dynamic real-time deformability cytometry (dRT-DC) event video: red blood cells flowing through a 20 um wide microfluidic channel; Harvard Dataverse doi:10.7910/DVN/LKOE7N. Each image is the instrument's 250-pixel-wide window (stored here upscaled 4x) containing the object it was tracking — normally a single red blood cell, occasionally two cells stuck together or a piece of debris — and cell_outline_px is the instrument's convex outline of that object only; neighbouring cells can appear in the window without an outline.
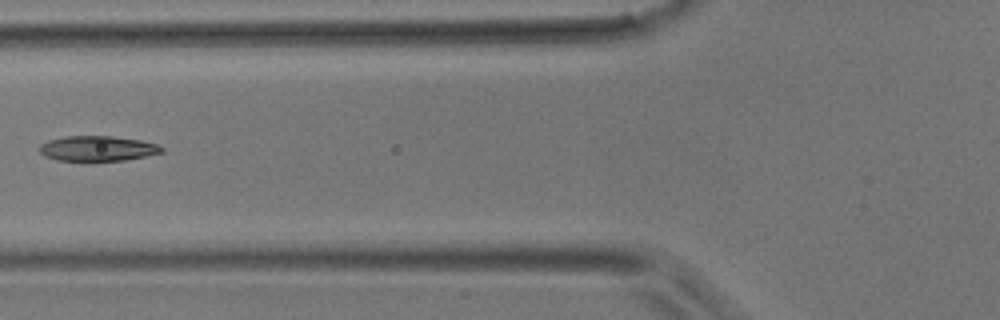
{"species": "common noctule bat (a hibernating species)", "species_latin": "Nyctalus noctula", "temperature_condition": "room temperature", "stored_images_in_passage": 5, "camera_frame_rate_fps": 3000, "um_per_image_px": 0.085, "animal": {"sex": "male", "body_mass_g": 17.9}, "frame": {"image": 1, "passage_image": 5, "time_ms": 1.333, "image_size_px": [1000, 320], "cell_outline_px": [[164, 152], [124, 160], [56, 160], [44, 156], [40, 152], [40, 144], [48, 140], [68, 136], [112, 136], [140, 140], [156, 144], [164, 148]], "centroid_in_image_um": [8.28, 12.61], "position_along_channel_um": 117.5, "area_um2": 17.69}}